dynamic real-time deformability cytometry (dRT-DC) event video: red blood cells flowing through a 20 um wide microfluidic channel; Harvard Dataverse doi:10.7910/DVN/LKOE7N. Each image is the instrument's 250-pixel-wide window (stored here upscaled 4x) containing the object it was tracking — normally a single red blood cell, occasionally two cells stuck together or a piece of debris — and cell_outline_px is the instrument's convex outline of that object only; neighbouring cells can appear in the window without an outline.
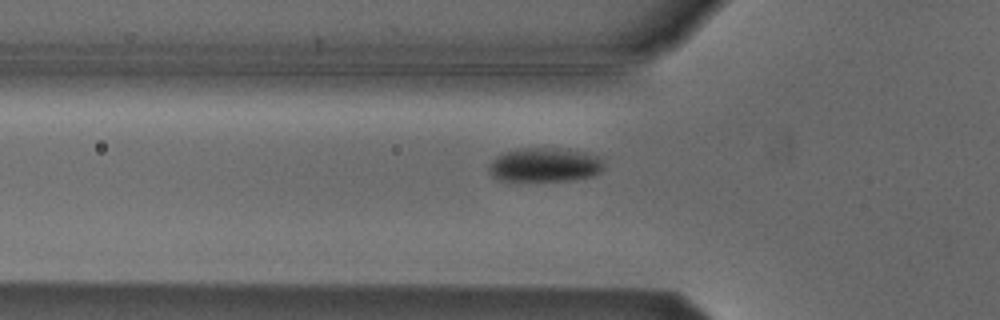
{"species": "Egyptian fruit bat (a non-hibernating species)", "species_latin": "Rousettus aegyptiacus", "temperature_condition": "cold", "stored_images_in_passage": 6, "camera_frame_rate_fps": 3000, "um_per_image_px": 0.085, "animal": {"sex": "male"}, "frame": {"image": 1, "passage_image": 6, "time_ms": 6.0, "image_size_px": [1000, 320], "cell_outline_px": [[604, 168], [600, 172], [592, 176], [572, 180], [500, 180], [492, 176], [488, 168], [492, 160], [496, 156], [504, 152], [520, 148], [556, 148], [584, 152], [600, 156], [604, 160]], "centroid_in_image_um": [46.33, 14.0], "position_along_channel_um": 79.5, "area_um2": 22.83}}